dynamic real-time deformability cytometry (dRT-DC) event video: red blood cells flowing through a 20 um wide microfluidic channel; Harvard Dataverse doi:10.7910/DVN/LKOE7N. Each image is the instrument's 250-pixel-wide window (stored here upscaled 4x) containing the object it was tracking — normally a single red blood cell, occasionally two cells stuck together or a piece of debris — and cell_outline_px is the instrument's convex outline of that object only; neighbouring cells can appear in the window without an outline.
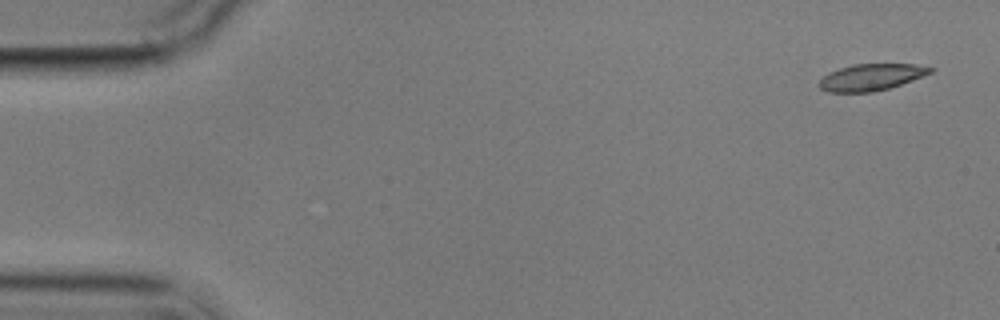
{"species": "common noctule bat (a hibernating species)", "species_latin": "Nyctalus noctula", "temperature_condition": "cold", "stored_images_in_passage": 5, "camera_frame_rate_fps": 3000, "um_per_image_px": 0.085, "animal": {"sex": "male", "body_mass_g": 17.9}, "frame": {"image": 1, "passage_image": 1, "time_ms": 0.0, "image_size_px": [1000, 320], "cell_outline_px": [[936, 68], [932, 72], [912, 80], [888, 88], [872, 92], [828, 92], [820, 88], [820, 80], [828, 72], [852, 64], [916, 64]], "centroid_in_image_um": [74.06, 6.55], "position_along_channel_um": 10.9, "area_um2": 17.11}}
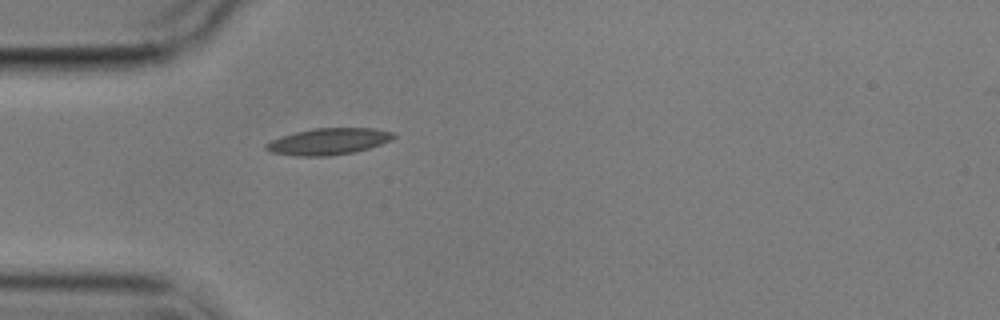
{"frame": {"image": 2, "passage_image": 5, "time_ms": 4.667, "image_size_px": [1000, 320], "cell_outline_px": [[396, 136], [392, 140], [356, 152], [328, 156], [296, 156], [272, 152], [264, 148], [264, 144], [280, 136], [312, 128], [376, 128], [396, 132]], "centroid_in_image_um": [27.95, 12.02], "position_along_channel_um": 57.1, "area_um2": 19.88}}